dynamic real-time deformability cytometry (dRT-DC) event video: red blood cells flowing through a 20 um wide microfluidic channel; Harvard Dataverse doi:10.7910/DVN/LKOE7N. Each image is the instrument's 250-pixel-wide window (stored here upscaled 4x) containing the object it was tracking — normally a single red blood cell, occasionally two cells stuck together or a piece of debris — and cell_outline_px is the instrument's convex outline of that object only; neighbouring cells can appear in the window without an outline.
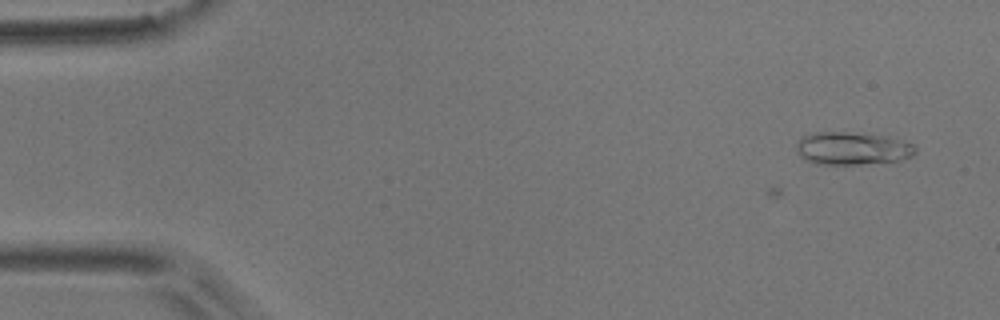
{"species": "common noctule bat (a hibernating species)", "species_latin": "Nyctalus noctula", "temperature_condition": "room temperature", "stored_images_in_passage": 6, "camera_frame_rate_fps": 3000, "um_per_image_px": 0.085, "animal": {"sex": "male", "body_mass_g": 17.9}, "frame": {"image": 1, "passage_image": 6, "time_ms": 1.667, "image_size_px": [1000, 320], "cell_outline_px": [[916, 152], [912, 156], [900, 160], [860, 164], [816, 164], [804, 160], [800, 156], [796, 148], [796, 144], [804, 136], [816, 132], [844, 132], [888, 136], [904, 140], [912, 144], [916, 148]], "centroid_in_image_um": [72.45, 12.62], "position_along_channel_um": 12.5, "area_um2": 22.72}}